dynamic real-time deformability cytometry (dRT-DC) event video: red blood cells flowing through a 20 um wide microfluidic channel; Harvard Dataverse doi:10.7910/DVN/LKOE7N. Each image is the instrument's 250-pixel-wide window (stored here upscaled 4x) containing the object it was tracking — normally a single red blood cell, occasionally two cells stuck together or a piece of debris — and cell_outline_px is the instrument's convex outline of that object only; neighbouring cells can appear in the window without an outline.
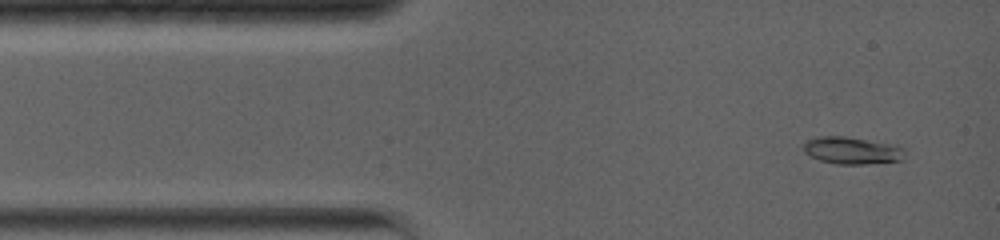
{"species": "common noctule bat (a hibernating species)", "species_latin": "Nyctalus noctula", "temperature_condition": "warm", "stored_images_in_passage": 9, "camera_frame_rate_fps": 5000, "um_per_image_px": 0.085, "animal": {"sex": "female", "body_mass_g": 19.0, "forearm_length_mm": 56.7}, "frame": {"image": 1, "passage_image": 1, "time_ms": 0.0, "image_size_px": [1000, 240], "cell_outline_px": [[904, 160], [864, 164], [836, 164], [820, 160], [804, 152], [804, 144], [808, 140], [820, 136], [844, 136], [896, 144], [904, 148]], "centroid_in_image_um": [72.47, 12.79], "position_along_channel_um": 12.5, "area_um2": 16.07}}
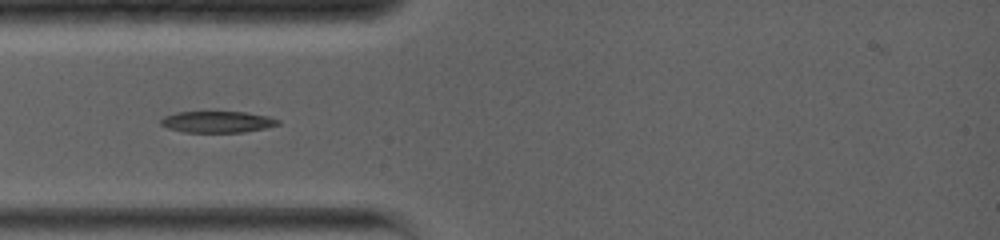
{"frame": {"image": 2, "passage_image": 6, "time_ms": 2.8, "image_size_px": [1000, 240], "cell_outline_px": [[280, 124], [264, 128], [244, 132], [184, 132], [168, 128], [160, 124], [160, 120], [164, 116], [176, 112], [248, 112], [268, 116], [280, 120]], "centroid_in_image_um": [18.48, 10.35], "position_along_channel_um": 66.5, "area_um2": 14.62}}
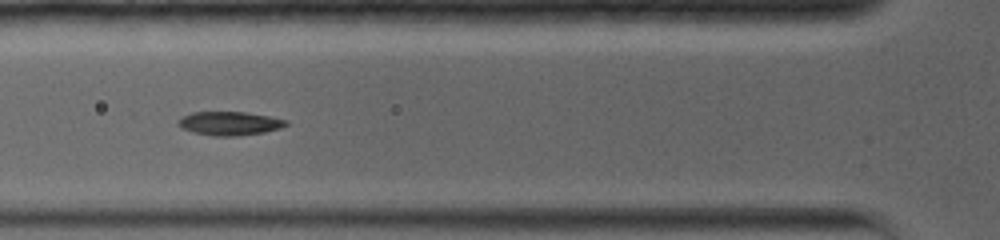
{"frame": {"image": 3, "passage_image": 8, "time_ms": 3.8, "image_size_px": [1000, 240], "cell_outline_px": [[288, 124], [280, 128], [264, 132], [236, 136], [212, 136], [192, 132], [180, 128], [176, 124], [184, 116], [192, 112], [244, 112], [268, 116], [288, 120]], "centroid_in_image_um": [19.5, 10.49], "position_along_channel_um": 106.3, "area_um2": 14.85}}